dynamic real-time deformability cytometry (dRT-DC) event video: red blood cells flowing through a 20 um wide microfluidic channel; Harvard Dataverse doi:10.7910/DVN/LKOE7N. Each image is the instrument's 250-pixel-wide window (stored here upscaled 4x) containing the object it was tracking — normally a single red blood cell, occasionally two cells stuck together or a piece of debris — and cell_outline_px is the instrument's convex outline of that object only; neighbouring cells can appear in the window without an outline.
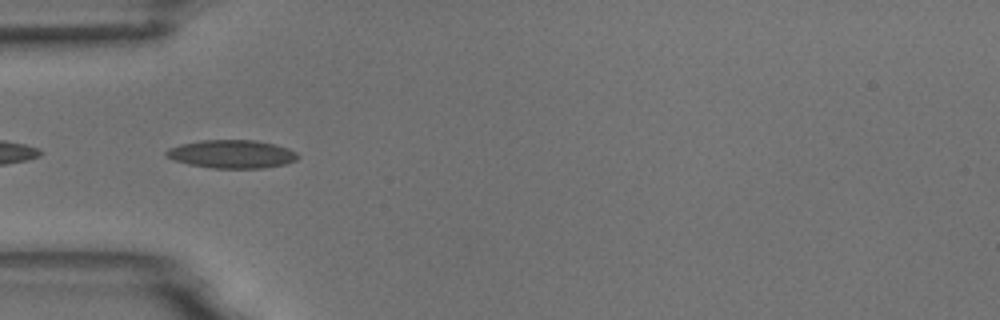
{"species": "common noctule bat (a hibernating species)", "species_latin": "Nyctalus noctula", "temperature_condition": "room temperature", "stored_images_in_passage": 10, "camera_frame_rate_fps": 3000, "um_per_image_px": 0.085, "animal": {"sex": "male", "body_mass_g": 18.8}, "frame": {"image": 1, "passage_image": 4, "time_ms": 1.0, "image_size_px": [1000, 320], "cell_outline_px": [[300, 156], [296, 160], [284, 164], [264, 168], [212, 168], [188, 164], [172, 160], [164, 156], [164, 152], [168, 148], [180, 144], [204, 140], [256, 140], [288, 148], [296, 152]], "centroid_in_image_um": [19.66, 13.1], "position_along_channel_um": 65.3, "area_um2": 21.73}}
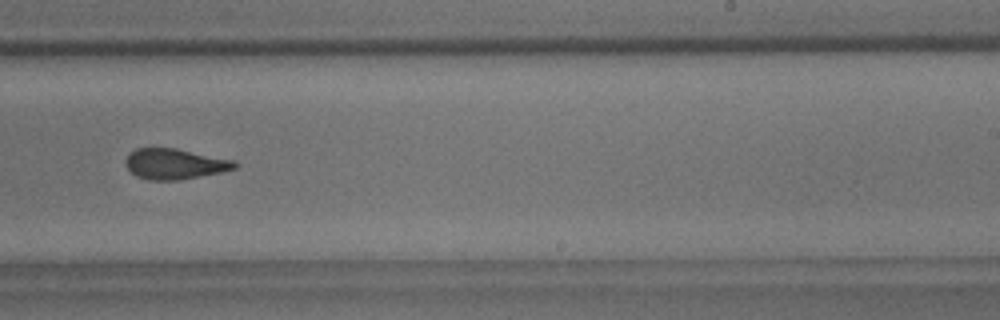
{"frame": {"image": 2, "passage_image": 9, "time_ms": 2.667, "image_size_px": [1000, 320], "cell_outline_px": [[236, 168], [220, 172], [180, 180], [148, 180], [136, 176], [128, 168], [124, 160], [128, 152], [136, 148], [176, 148], [236, 160]], "centroid_in_image_um": [14.83, 13.92], "position_along_channel_um": 274.2, "area_um2": 19.54}}